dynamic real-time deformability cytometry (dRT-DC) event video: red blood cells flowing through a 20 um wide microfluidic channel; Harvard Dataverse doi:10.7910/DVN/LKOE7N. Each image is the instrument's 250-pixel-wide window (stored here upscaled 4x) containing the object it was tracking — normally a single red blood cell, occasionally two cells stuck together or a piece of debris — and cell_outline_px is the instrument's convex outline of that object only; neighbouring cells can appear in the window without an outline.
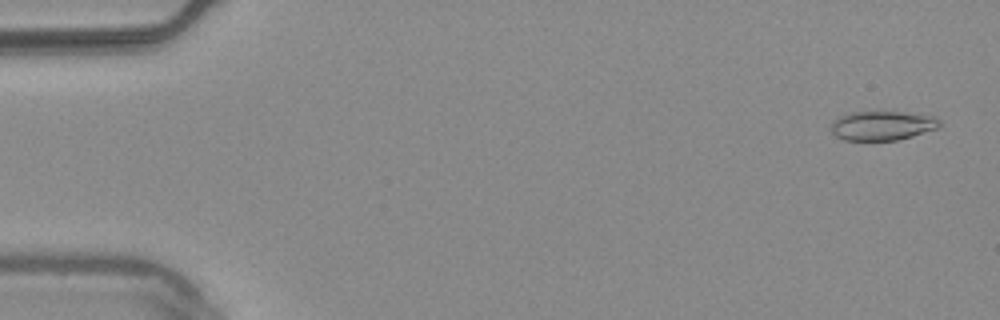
{"species": "common noctule bat (a hibernating species)", "species_latin": "Nyctalus noctula", "temperature_condition": "warm", "stored_images_in_passage": 54, "camera_frame_rate_fps": 3000, "um_per_image_px": 0.085, "animal": {"sex": "male", "body_mass_g": 20.4}, "frame": {"image": 1, "passage_image": 2, "time_ms": 0.333, "image_size_px": [1000, 320], "cell_outline_px": [[940, 128], [912, 136], [896, 140], [844, 140], [836, 136], [828, 128], [836, 116], [848, 112], [904, 112], [936, 116], [940, 120]], "centroid_in_image_um": [74.97, 10.67], "position_along_channel_um": 10.0, "area_um2": 18.84}}
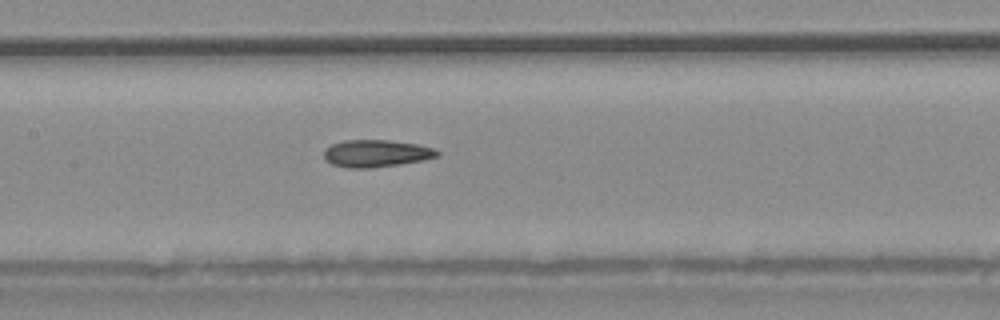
{"frame": {"image": 2, "passage_image": 26, "time_ms": 8.333, "image_size_px": [1000, 320], "cell_outline_px": [[440, 156], [424, 160], [400, 164], [372, 168], [348, 168], [332, 164], [324, 156], [324, 152], [332, 144], [344, 140], [388, 140], [416, 144], [436, 148], [440, 152]], "centroid_in_image_um": [32.04, 13.04], "position_along_channel_um": 175.4, "area_um2": 17.98}}
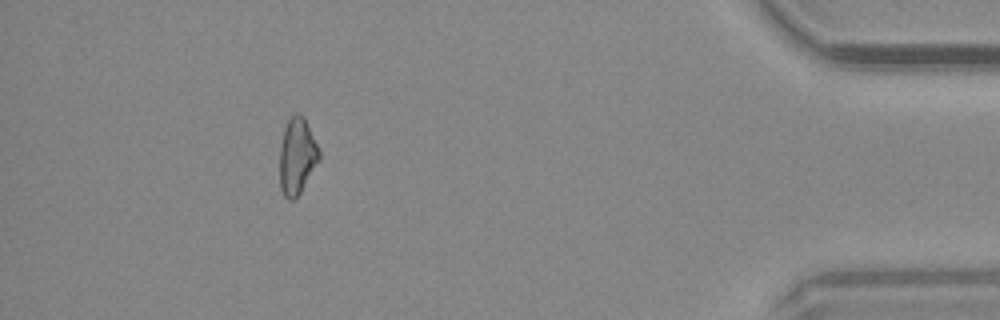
{"frame": {"image": 3, "passage_image": 49, "time_ms": 16.0, "image_size_px": [1000, 320], "cell_outline_px": [[320, 160], [300, 192], [292, 200], [288, 200], [284, 196], [280, 188], [280, 148], [284, 128], [292, 112], [300, 112], [304, 116], [320, 152]], "centroid_in_image_um": [25.24, 13.24], "position_along_channel_um": 410.0, "area_um2": 17.63}, "authors_computed_cell_mechanics": {"area_um2": 17.9758, "velocity_mm_per_s": 3.7746, "shape_relaxation_time_tau1_ms": null, "shape_relaxation_time_tau2_ms": 4.9694, "deformation_change_tau1": null, "deformation_change_tau2": 0.1541}}